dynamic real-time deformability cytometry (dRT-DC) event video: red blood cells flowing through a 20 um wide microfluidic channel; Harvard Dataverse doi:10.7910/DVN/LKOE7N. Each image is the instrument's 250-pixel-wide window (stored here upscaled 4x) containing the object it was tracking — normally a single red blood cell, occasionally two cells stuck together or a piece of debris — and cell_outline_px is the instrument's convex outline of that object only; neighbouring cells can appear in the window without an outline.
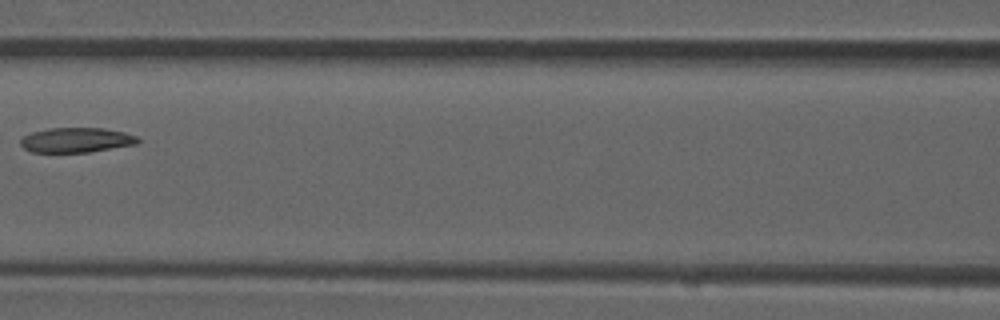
{"species": "common noctule bat (a hibernating species)", "species_latin": "Nyctalus noctula", "temperature_condition": "room temperature", "stored_images_in_passage": 4, "camera_frame_rate_fps": 3000, "um_per_image_px": 0.085, "animal": {"sex": "male", "forearm_length_mm": 52.5}, "frame": {"image": 1, "passage_image": 3, "time_ms": 0.667, "image_size_px": [1000, 320], "cell_outline_px": [[140, 140], [136, 144], [88, 152], [32, 152], [24, 148], [20, 144], [20, 140], [24, 136], [32, 132], [48, 128], [104, 128], [124, 132], [136, 136]], "centroid_in_image_um": [6.47, 11.9], "position_along_channel_um": 160.1, "area_um2": 16.88}}
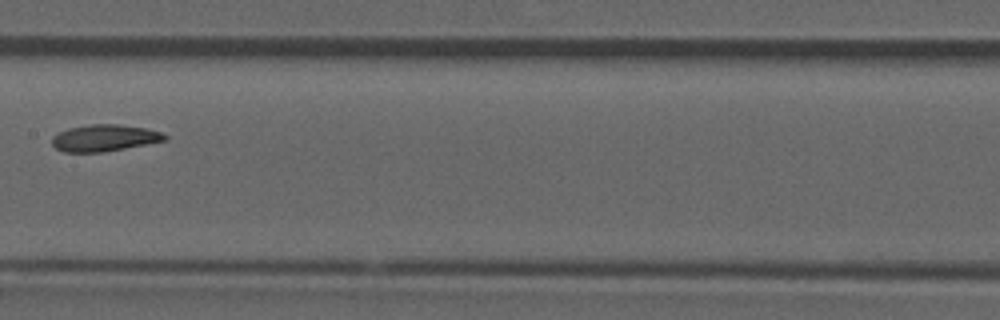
{"frame": {"image": 2, "passage_image": 4, "time_ms": 1.0, "image_size_px": [1000, 320], "cell_outline_px": [[168, 140], [104, 152], [64, 152], [56, 148], [52, 144], [52, 136], [68, 128], [88, 124], [120, 124], [144, 128], [160, 132], [168, 136]], "centroid_in_image_um": [8.87, 11.72], "position_along_channel_um": 198.5, "area_um2": 17.57}}